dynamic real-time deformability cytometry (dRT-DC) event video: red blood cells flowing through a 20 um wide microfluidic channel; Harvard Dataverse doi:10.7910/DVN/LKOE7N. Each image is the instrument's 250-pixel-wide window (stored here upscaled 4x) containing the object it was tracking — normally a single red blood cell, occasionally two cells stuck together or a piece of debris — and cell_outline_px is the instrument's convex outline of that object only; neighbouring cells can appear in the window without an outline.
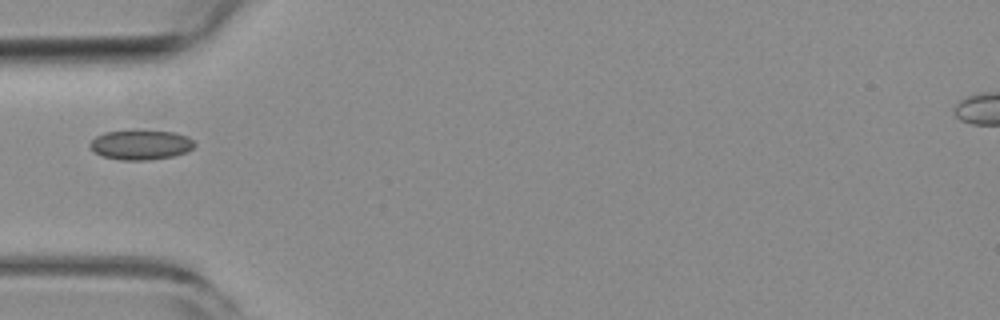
{"species": "common noctule bat (a hibernating species)", "species_latin": "Nyctalus noctula", "temperature_condition": "room temperature", "stored_images_in_passage": 37, "camera_frame_rate_fps": 3000, "um_per_image_px": 0.085, "animal": {"sex": "female", "body_mass_g": 19.3, "forearm_length_mm": 54.1}, "frame": {"image": 1, "passage_image": 1, "time_ms": 0.0, "image_size_px": [1000, 320], "cell_outline_px": [[196, 144], [192, 148], [184, 152], [172, 156], [148, 160], [120, 160], [100, 156], [92, 152], [88, 144], [96, 136], [104, 132], [132, 128], [136, 128], [176, 132], [188, 136]], "centroid_in_image_um": [11.9, 12.26], "position_along_channel_um": 73.1, "area_um2": 18.9}}
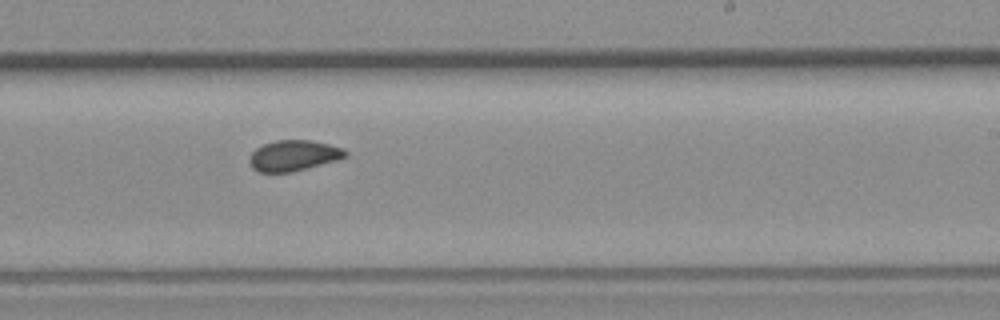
{"frame": {"image": 2, "passage_image": 16, "time_ms": 5.0, "image_size_px": [1000, 320], "cell_outline_px": [[348, 152], [344, 156], [336, 160], [292, 172], [260, 172], [252, 168], [248, 160], [248, 156], [256, 148], [264, 144], [276, 140], [312, 140], [344, 148]], "centroid_in_image_um": [24.92, 13.22], "position_along_channel_um": 264.1, "area_um2": 17.11}}
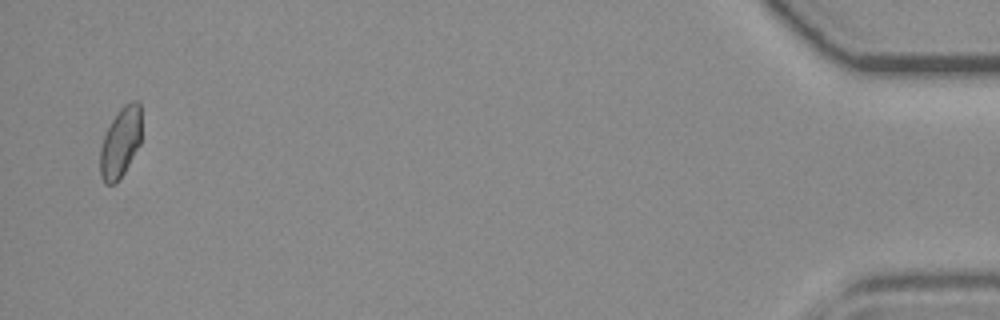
{"frame": {"image": 3, "passage_image": 36, "time_ms": 11.667, "image_size_px": [1000, 320], "cell_outline_px": [[140, 144], [124, 172], [116, 184], [104, 184], [100, 176], [100, 148], [104, 136], [112, 120], [120, 108], [124, 104], [132, 100], [140, 100]], "centroid_in_image_um": [10.23, 12.11], "position_along_channel_um": 425.0, "area_um2": 16.88}}